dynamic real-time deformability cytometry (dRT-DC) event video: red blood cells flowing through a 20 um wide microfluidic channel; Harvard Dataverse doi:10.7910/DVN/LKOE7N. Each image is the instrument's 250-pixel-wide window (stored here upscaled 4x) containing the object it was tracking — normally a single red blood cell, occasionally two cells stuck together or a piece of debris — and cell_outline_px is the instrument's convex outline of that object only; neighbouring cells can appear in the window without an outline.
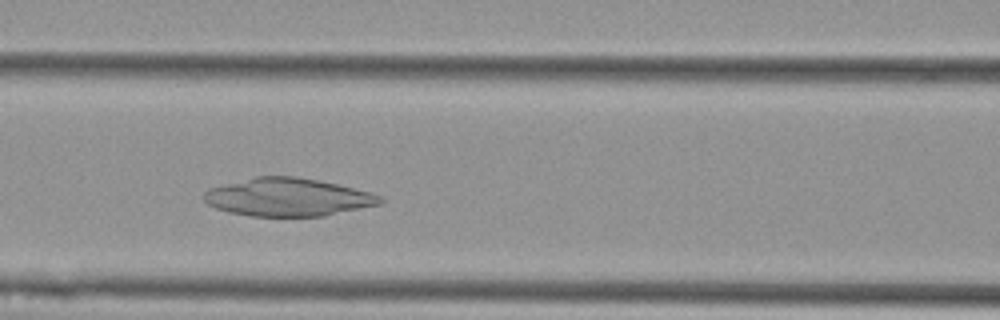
{"species": "Egyptian fruit bat (a non-hibernating species)", "species_latin": "Rousettus aegyptiacus", "temperature_condition": "cold", "stored_images_in_passage": 14, "camera_frame_rate_fps": 3000, "um_per_image_px": 0.085, "animal": {"sex": "female"}, "frame": {"image": 1, "passage_image": 4, "time_ms": 1.0, "image_size_px": [1000, 320], "cell_outline_px": [[384, 200], [380, 204], [324, 216], [252, 216], [228, 212], [216, 208], [208, 204], [204, 200], [204, 192], [208, 188], [256, 176], [296, 176], [336, 184], [372, 192], [380, 196]], "centroid_in_image_um": [24.46, 16.76], "position_along_channel_um": 142.1, "area_um2": 38.9}}
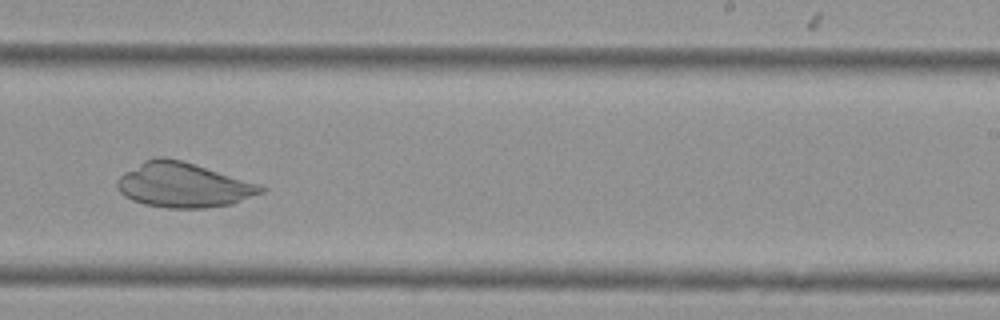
{"frame": {"image": 2, "passage_image": 7, "time_ms": 2.0, "image_size_px": [1000, 320], "cell_outline_px": [[268, 188], [264, 192], [232, 204], [204, 208], [168, 208], [144, 204], [132, 200], [124, 196], [120, 192], [116, 184], [116, 180], [124, 172], [144, 160], [156, 156], [164, 156], [180, 160], [256, 184]], "centroid_in_image_um": [15.52, 15.74], "position_along_channel_um": 273.5, "area_um2": 37.05}}
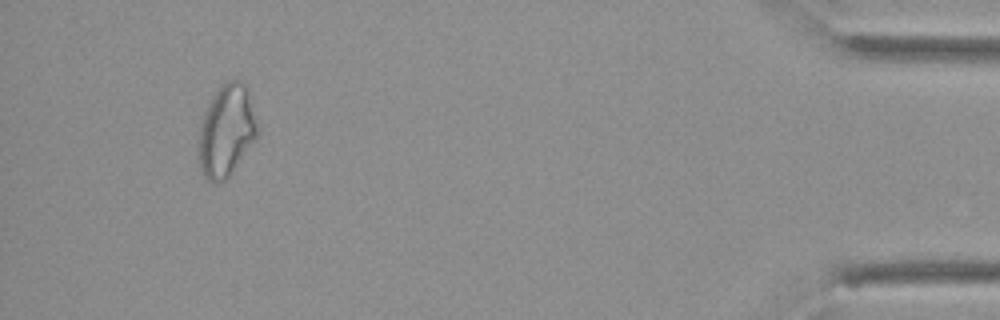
{"frame": {"image": 3, "passage_image": 13, "time_ms": 4.0, "image_size_px": [1000, 320], "cell_outline_px": [[260, 132], [256, 140], [228, 180], [216, 184], [212, 184], [204, 176], [200, 168], [200, 124], [204, 112], [212, 92], [220, 84], [228, 80], [240, 80], [248, 88]], "centroid_in_image_um": [19.28, 11.12], "position_along_channel_um": 415.9, "area_um2": 32.31}}